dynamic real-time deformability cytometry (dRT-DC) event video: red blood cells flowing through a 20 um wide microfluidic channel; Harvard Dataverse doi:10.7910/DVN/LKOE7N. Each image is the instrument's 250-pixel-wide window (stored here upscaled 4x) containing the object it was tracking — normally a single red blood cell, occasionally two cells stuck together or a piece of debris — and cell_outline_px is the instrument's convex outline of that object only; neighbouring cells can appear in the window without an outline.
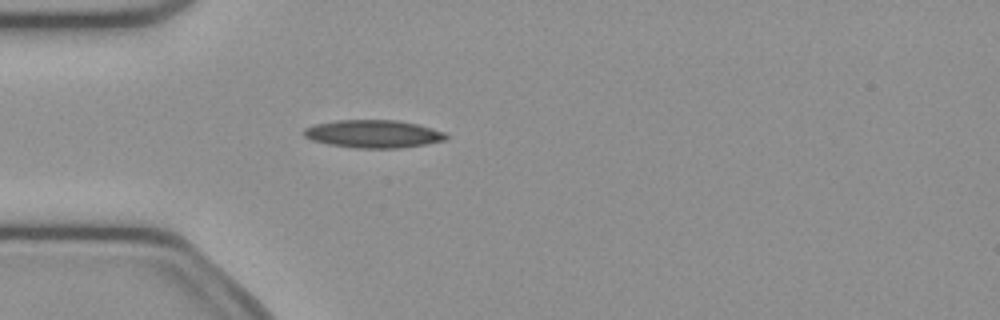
{"species": "common noctule bat (a hibernating species)", "species_latin": "Nyctalus noctula", "temperature_condition": "cold", "stored_images_in_passage": 5, "camera_frame_rate_fps": 3000, "um_per_image_px": 0.085, "animal": {"sex": "female", "body_mass_g": 21.9}, "frame": {"image": 1, "passage_image": 1, "time_ms": 0.0, "image_size_px": [1000, 320], "cell_outline_px": [[448, 140], [400, 148], [352, 148], [328, 144], [312, 140], [304, 136], [304, 128], [312, 124], [336, 120], [396, 120], [416, 124], [432, 128], [444, 132], [448, 136]], "centroid_in_image_um": [31.71, 11.38], "position_along_channel_um": 53.3, "area_um2": 23.18}}